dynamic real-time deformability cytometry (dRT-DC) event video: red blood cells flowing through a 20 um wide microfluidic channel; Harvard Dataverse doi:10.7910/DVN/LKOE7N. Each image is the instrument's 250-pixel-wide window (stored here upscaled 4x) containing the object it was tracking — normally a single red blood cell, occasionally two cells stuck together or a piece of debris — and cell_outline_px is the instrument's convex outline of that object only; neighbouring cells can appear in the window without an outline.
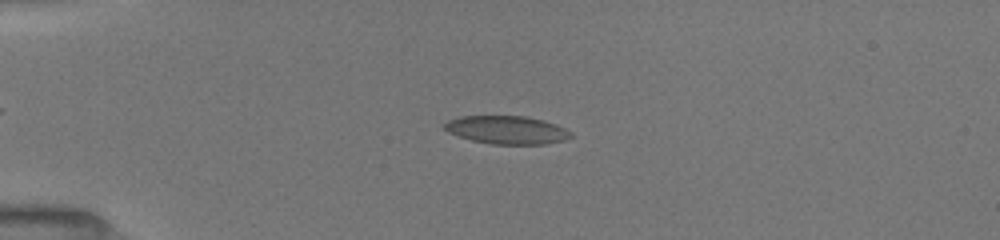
{"species": "common noctule bat (a hibernating species)", "species_latin": "Nyctalus noctula", "temperature_condition": "room temperature", "stored_images_in_passage": 40, "camera_frame_rate_fps": 3000, "um_per_image_px": 0.085, "animal": {"sex": "female", "body_mass_g": 19.5, "forearm_length_mm": 54.1}, "frame": {"image": 1, "passage_image": 20, "time_ms": 4.333, "image_size_px": [1000, 240], "cell_outline_px": [[572, 136], [564, 140], [544, 144], [492, 144], [472, 140], [448, 132], [444, 128], [444, 124], [448, 120], [460, 116], [528, 116], [544, 120], [556, 124], [572, 132]], "centroid_in_image_um": [43.1, 11.03], "position_along_channel_um": 41.9, "area_um2": 20.69}}
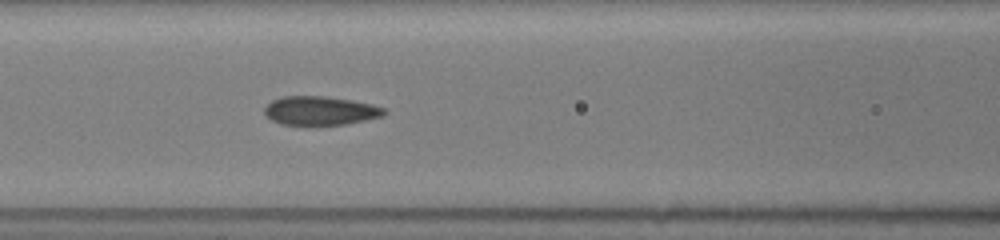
{"frame": {"image": 2, "passage_image": 34, "time_ms": 7.667, "image_size_px": [1000, 240], "cell_outline_px": [[388, 112], [384, 116], [344, 124], [280, 124], [272, 120], [264, 112], [264, 108], [272, 100], [284, 96], [328, 96], [352, 100], [372, 104], [384, 108]], "centroid_in_image_um": [27.25, 9.39], "position_along_channel_um": 139.4, "area_um2": 19.94}}
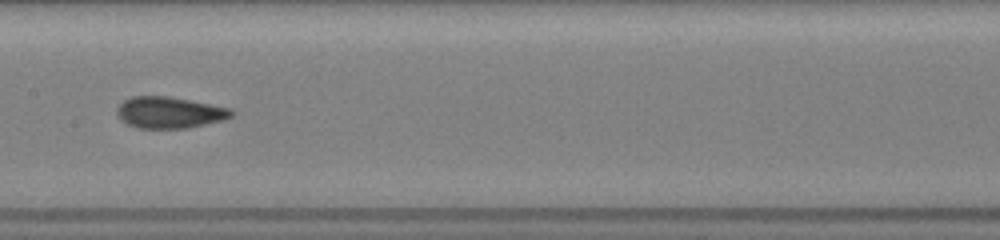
{"frame": {"image": 3, "passage_image": 39, "time_ms": 9.0, "image_size_px": [1000, 240], "cell_outline_px": [[236, 112], [232, 116], [224, 120], [188, 128], [136, 128], [120, 120], [116, 112], [116, 108], [124, 100], [132, 96], [168, 96], [232, 108]], "centroid_in_image_um": [14.42, 9.56], "position_along_channel_um": 193.0, "area_um2": 21.15}}